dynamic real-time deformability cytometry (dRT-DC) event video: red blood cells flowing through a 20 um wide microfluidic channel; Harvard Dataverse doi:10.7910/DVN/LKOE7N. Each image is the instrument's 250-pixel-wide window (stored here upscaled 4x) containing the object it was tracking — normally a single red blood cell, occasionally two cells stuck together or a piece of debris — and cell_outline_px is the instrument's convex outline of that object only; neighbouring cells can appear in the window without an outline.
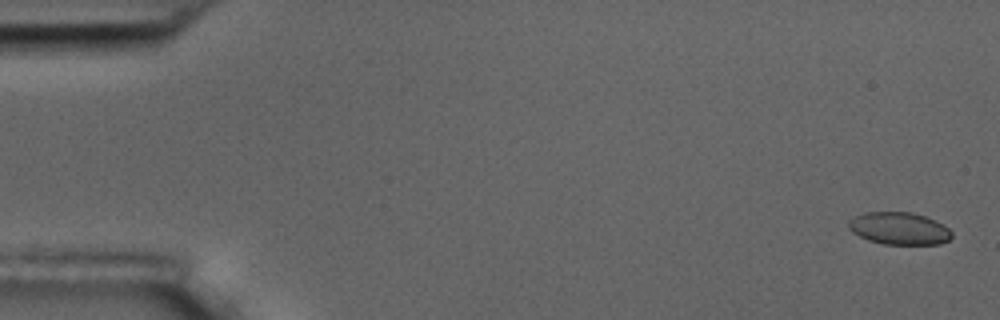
{"species": "common noctule bat (a hibernating species)", "species_latin": "Nyctalus noctula", "temperature_condition": "room temperature", "stored_images_in_passage": 5, "camera_frame_rate_fps": 3000, "um_per_image_px": 0.085, "animal": {"sex": "male", "body_mass_g": 17.5, "forearm_length_mm": 52.3}, "frame": {"image": 1, "passage_image": 1, "time_ms": 0.0, "image_size_px": [1000, 320], "cell_outline_px": [[952, 236], [948, 240], [940, 244], [884, 244], [868, 240], [852, 232], [848, 228], [848, 220], [864, 212], [912, 212], [924, 216], [944, 224], [952, 232]], "centroid_in_image_um": [76.43, 19.41], "position_along_channel_um": 8.6, "area_um2": 19.48}}